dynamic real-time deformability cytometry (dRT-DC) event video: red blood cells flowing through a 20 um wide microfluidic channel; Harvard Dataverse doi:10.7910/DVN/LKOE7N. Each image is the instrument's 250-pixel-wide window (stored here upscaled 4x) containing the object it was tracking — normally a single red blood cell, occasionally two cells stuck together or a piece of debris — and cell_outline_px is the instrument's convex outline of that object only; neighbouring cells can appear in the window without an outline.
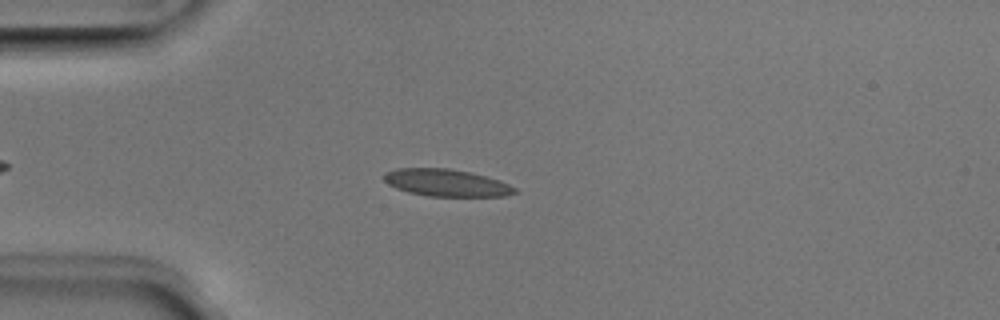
{"species": "Egyptian fruit bat (a non-hibernating species)", "species_latin": "Rousettus aegyptiacus", "temperature_condition": "room temperature", "stored_images_in_passage": 42, "camera_frame_rate_fps": 3000, "um_per_image_px": 0.085, "animal": {"sex": "male"}, "frame": {"image": 1, "passage_image": 12, "time_ms": 3.667, "image_size_px": [1000, 320], "cell_outline_px": [[520, 192], [504, 196], [428, 196], [408, 192], [396, 188], [388, 184], [384, 180], [384, 176], [388, 172], [396, 168], [448, 168], [472, 172], [500, 180], [516, 188]], "centroid_in_image_um": [37.98, 15.53], "position_along_channel_um": 47.0, "area_um2": 20.75}}
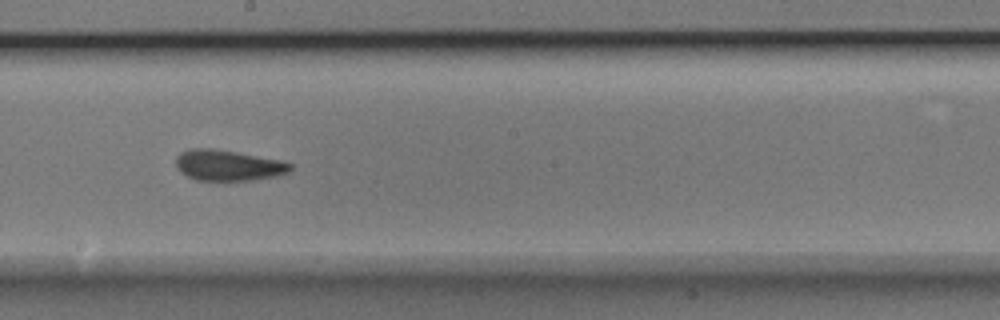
{"frame": {"image": 2, "passage_image": 27, "time_ms": 8.667, "image_size_px": [1000, 320], "cell_outline_px": [[292, 168], [288, 172], [276, 176], [248, 180], [196, 180], [180, 172], [176, 168], [176, 156], [180, 152], [188, 148], [212, 148], [284, 160], [292, 164]], "centroid_in_image_um": [19.37, 14.04], "position_along_channel_um": 228.8, "area_um2": 20.63}}
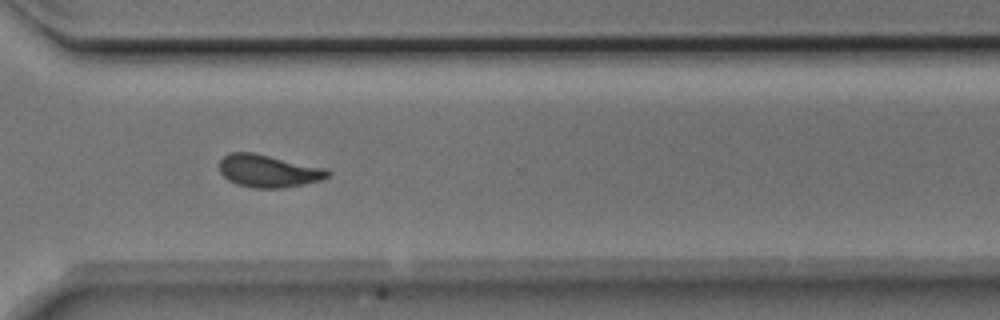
{"frame": {"image": 3, "passage_image": 36, "time_ms": 11.667, "image_size_px": [1000, 320], "cell_outline_px": [[332, 172], [328, 176], [320, 180], [304, 184], [284, 188], [256, 188], [236, 184], [228, 180], [220, 172], [220, 160], [224, 156], [232, 152], [252, 152], [324, 168]], "centroid_in_image_um": [22.8, 14.54], "position_along_channel_um": 347.8, "area_um2": 20.35}, "authors_computed_cell_mechanics": {"area_um2": 20.4612, "velocity_mm_per_s": 3.9796, "shape_relaxation_time_tau1_ms": 3.2785, "shape_relaxation_time_tau2_ms": 1.1383, "deformation_change_tau1": 0.1336, "deformation_change_tau2": 0.0832}}